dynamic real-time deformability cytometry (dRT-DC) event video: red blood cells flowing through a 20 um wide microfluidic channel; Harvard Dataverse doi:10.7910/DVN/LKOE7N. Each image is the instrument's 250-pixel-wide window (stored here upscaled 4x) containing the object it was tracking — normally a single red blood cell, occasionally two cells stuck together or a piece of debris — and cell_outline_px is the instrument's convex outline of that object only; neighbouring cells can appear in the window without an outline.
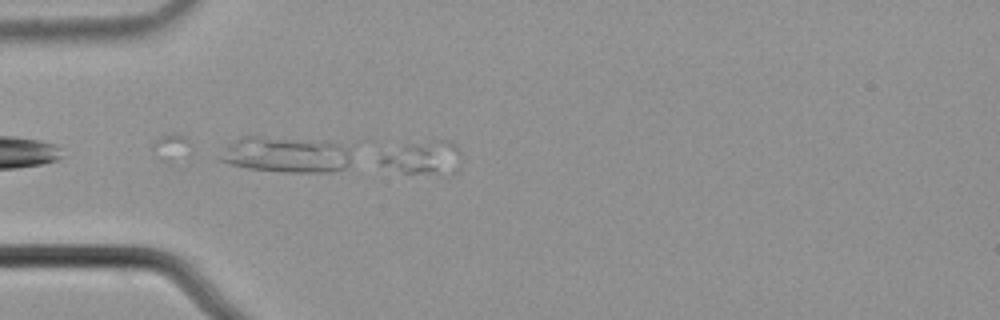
{"species": "common noctule bat (a hibernating species)", "species_latin": "Nyctalus noctula", "temperature_condition": "cold", "stored_images_in_passage": 7, "camera_frame_rate_fps": 3000, "um_per_image_px": 0.085, "animal": {"sex": "male", "body_mass_g": 21.5, "forearm_length_mm": 52.0}, "frame": {"image": 1, "passage_image": 5, "time_ms": 1.333, "image_size_px": [1000, 320], "cell_outline_px": [[460, 168], [452, 176], [404, 172], [380, 164], [380, 152], [412, 144], [436, 140], [452, 140], [456, 144], [460, 152]], "centroid_in_image_um": [36.08, 13.44], "position_along_channel_um": 48.9, "area_um2": 16.01}}